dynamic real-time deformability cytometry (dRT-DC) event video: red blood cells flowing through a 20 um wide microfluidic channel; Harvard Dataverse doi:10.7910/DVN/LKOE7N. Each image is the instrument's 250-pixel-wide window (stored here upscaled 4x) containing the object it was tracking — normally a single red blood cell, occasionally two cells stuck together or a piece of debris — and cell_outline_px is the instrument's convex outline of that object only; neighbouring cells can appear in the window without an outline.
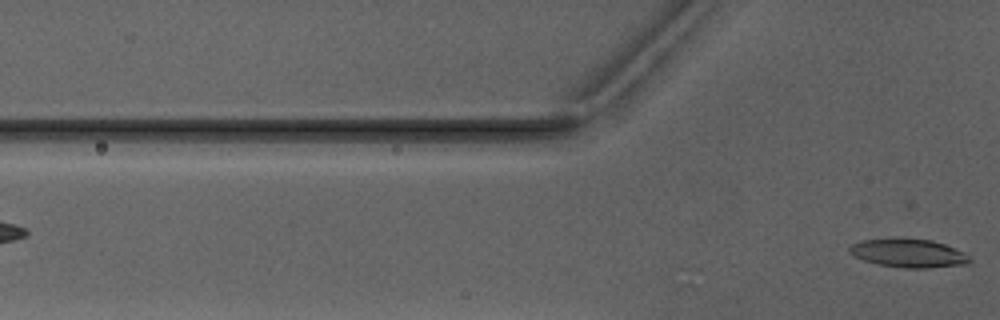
{"species": "Egyptian fruit bat (a non-hibernating species)", "species_latin": "Rousettus aegyptiacus", "temperature_condition": "warm", "stored_images_in_passage": 6, "camera_frame_rate_fps": 3000, "um_per_image_px": 0.085, "animal": {"sex": "male"}, "frame": {"image": 1, "passage_image": 6, "time_ms": 6.0, "image_size_px": [1000, 320], "cell_outline_px": [[972, 260], [968, 264], [932, 268], [904, 268], [876, 264], [864, 260], [848, 252], [848, 248], [852, 244], [860, 240], [932, 240], [944, 244], [964, 252]], "centroid_in_image_um": [77.25, 21.56], "position_along_channel_um": 48.5, "area_um2": 19.54}}